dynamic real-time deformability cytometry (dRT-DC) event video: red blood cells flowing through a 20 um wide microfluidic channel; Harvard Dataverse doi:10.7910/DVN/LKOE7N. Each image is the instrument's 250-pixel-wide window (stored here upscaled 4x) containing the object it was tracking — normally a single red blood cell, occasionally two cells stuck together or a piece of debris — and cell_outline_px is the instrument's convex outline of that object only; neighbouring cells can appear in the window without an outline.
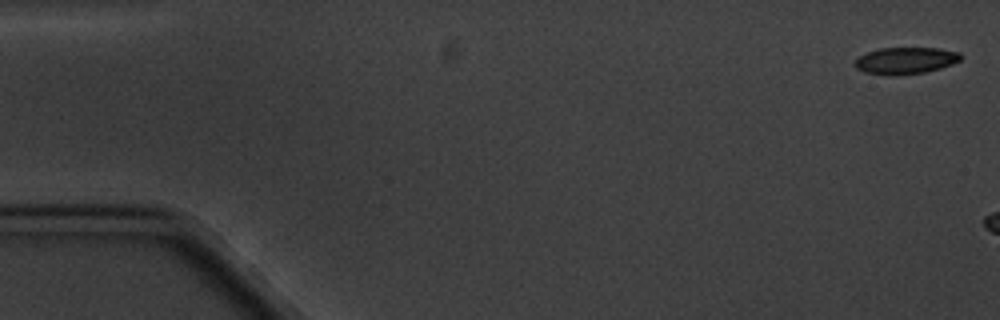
{"species": "common noctule bat (a hibernating species)", "species_latin": "Nyctalus noctula", "temperature_condition": "cold", "stored_images_in_passage": 5, "segment_of_instrument_passage": [2, 2], "camera_frame_rate_fps": 3000, "um_per_image_px": 0.085, "animal": {"sex": "male", "body_mass_g": 20.1, "forearm_length_mm": 53.5}, "frame": {"image": 1, "passage_image": 5, "time_ms": 4.667, "image_size_px": [1000, 320], "cell_outline_px": [[960, 60], [952, 64], [940, 68], [924, 72], [892, 76], [888, 76], [864, 72], [856, 68], [852, 64], [860, 56], [868, 52], [880, 48], [940, 48], [960, 52]], "centroid_in_image_um": [76.94, 5.15], "position_along_channel_um": 8.1, "area_um2": 16.53}}